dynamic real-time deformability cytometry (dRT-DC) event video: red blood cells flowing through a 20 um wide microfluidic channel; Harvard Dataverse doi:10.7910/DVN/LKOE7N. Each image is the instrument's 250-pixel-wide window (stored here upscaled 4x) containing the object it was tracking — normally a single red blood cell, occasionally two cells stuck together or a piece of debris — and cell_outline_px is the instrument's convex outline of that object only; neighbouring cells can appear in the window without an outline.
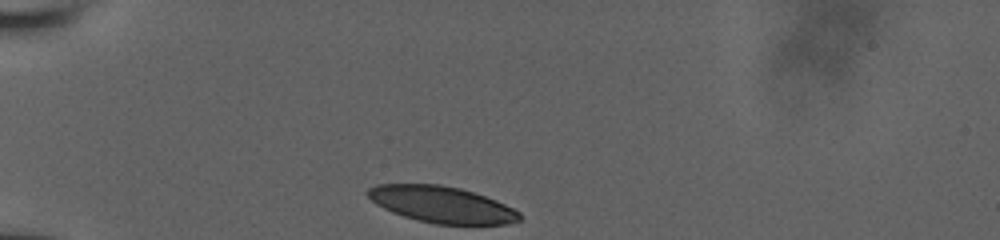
{"species": "human", "species_latin": "Homo sapiens", "temperature_condition": "room temperature", "stored_images_in_passage": 30, "camera_frame_rate_fps": 3000, "um_per_image_px": 0.085, "donor": {"sex": "male"}, "frame": {"image": 1, "passage_image": 1, "time_ms": 0.0, "image_size_px": [1000, 240], "cell_outline_px": [[520, 220], [508, 224], [436, 224], [416, 220], [392, 212], [376, 204], [364, 192], [368, 188], [376, 184], [440, 184], [460, 188], [496, 200], [520, 212]], "centroid_in_image_um": [37.52, 17.38], "position_along_channel_um": 47.5, "area_um2": 32.14}}
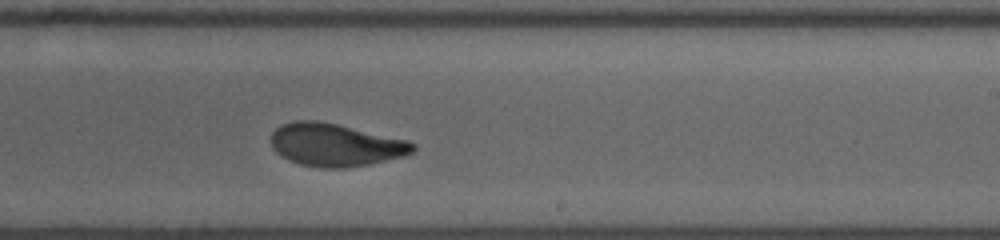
{"frame": {"image": 2, "passage_image": 17, "time_ms": 6.333, "image_size_px": [1000, 240], "cell_outline_px": [[416, 148], [412, 152], [404, 156], [368, 164], [348, 168], [320, 168], [300, 164], [288, 160], [280, 156], [272, 148], [272, 132], [280, 124], [296, 120], [316, 120], [336, 124], [408, 140], [416, 144]], "centroid_in_image_um": [28.49, 12.32], "position_along_channel_um": 260.5, "area_um2": 35.43}}
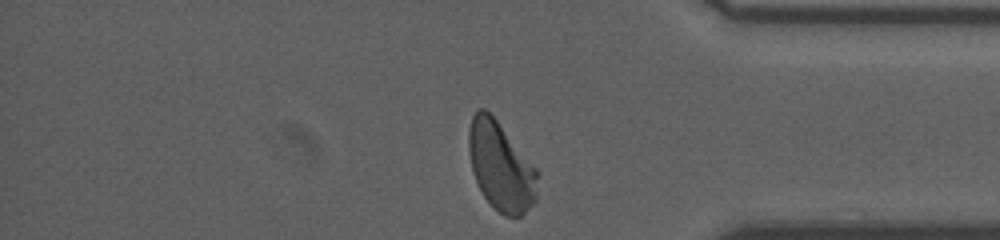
{"frame": {"image": 3, "passage_image": 30, "time_ms": 10.0, "image_size_px": [1000, 240], "cell_outline_px": [[536, 200], [520, 216], [504, 216], [484, 196], [472, 172], [468, 152], [468, 128], [472, 116], [476, 108], [484, 108], [496, 120], [536, 168]], "centroid_in_image_um": [42.52, 14.11], "position_along_channel_um": 392.7, "area_um2": 34.91}}